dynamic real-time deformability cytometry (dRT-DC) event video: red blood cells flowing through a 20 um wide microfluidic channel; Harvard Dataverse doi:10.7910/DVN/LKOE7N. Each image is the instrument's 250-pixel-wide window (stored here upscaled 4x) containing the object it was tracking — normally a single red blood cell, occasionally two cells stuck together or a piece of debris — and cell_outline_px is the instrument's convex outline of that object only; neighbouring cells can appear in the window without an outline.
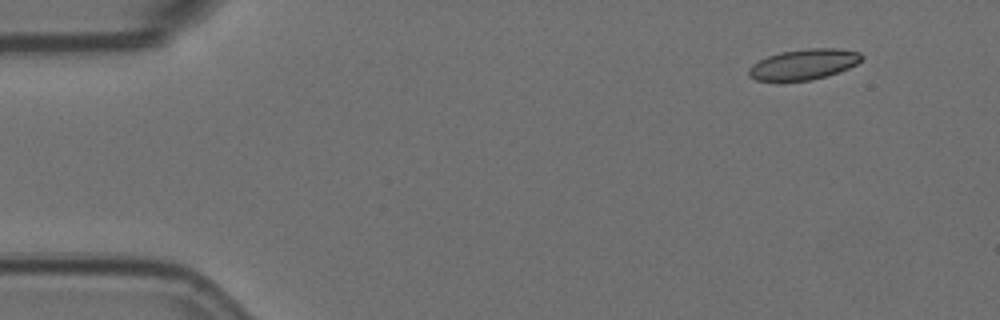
{"species": "Egyptian fruit bat (a non-hibernating species)", "species_latin": "Rousettus aegyptiacus", "temperature_condition": "room temperature", "stored_images_in_passage": 4, "camera_frame_rate_fps": 3000, "um_per_image_px": 0.085, "animal": {"sex": "female"}, "frame": {"image": 1, "passage_image": 1, "time_ms": 0.0, "image_size_px": [1000, 320], "cell_outline_px": [[864, 56], [856, 64], [840, 72], [812, 80], [776, 84], [756, 80], [748, 76], [748, 68], [752, 64], [768, 56], [780, 52], [808, 48], [836, 48], [860, 52]], "centroid_in_image_um": [68.25, 5.51], "position_along_channel_um": 16.7, "area_um2": 20.81}}
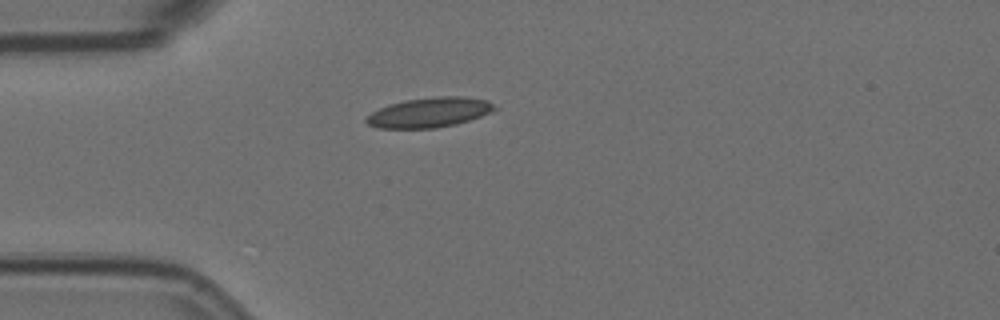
{"frame": {"image": 2, "passage_image": 4, "time_ms": 1.0, "image_size_px": [1000, 320], "cell_outline_px": [[496, 108], [492, 112], [456, 124], [436, 128], [376, 128], [368, 124], [364, 120], [372, 112], [388, 104], [404, 100], [440, 96], [464, 96], [488, 100]], "centroid_in_image_um": [36.49, 9.55], "position_along_channel_um": 48.5, "area_um2": 22.25}}